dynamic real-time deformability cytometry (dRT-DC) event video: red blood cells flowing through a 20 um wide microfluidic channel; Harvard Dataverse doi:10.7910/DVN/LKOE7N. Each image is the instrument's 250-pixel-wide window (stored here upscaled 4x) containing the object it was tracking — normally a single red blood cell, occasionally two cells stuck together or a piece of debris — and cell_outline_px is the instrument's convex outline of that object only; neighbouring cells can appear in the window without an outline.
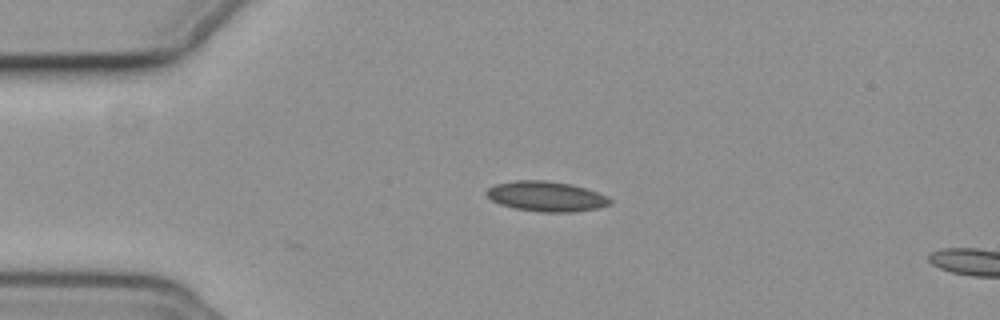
{"species": "common noctule bat (a hibernating species)", "species_latin": "Nyctalus noctula", "temperature_condition": "cold", "stored_images_in_passage": 5, "camera_frame_rate_fps": 3000, "um_per_image_px": 0.085, "animal": {"sex": "female", "body_mass_g": 19.3, "forearm_length_mm": 54.1}, "frame": {"image": 1, "passage_image": 1, "time_ms": 0.0, "image_size_px": [1000, 320], "cell_outline_px": [[612, 204], [596, 208], [572, 212], [544, 212], [516, 208], [500, 204], [492, 200], [484, 192], [488, 188], [496, 184], [512, 180], [548, 180], [572, 184], [596, 192], [612, 200]], "centroid_in_image_um": [46.4, 16.68], "position_along_channel_um": 38.6, "area_um2": 21.5}}